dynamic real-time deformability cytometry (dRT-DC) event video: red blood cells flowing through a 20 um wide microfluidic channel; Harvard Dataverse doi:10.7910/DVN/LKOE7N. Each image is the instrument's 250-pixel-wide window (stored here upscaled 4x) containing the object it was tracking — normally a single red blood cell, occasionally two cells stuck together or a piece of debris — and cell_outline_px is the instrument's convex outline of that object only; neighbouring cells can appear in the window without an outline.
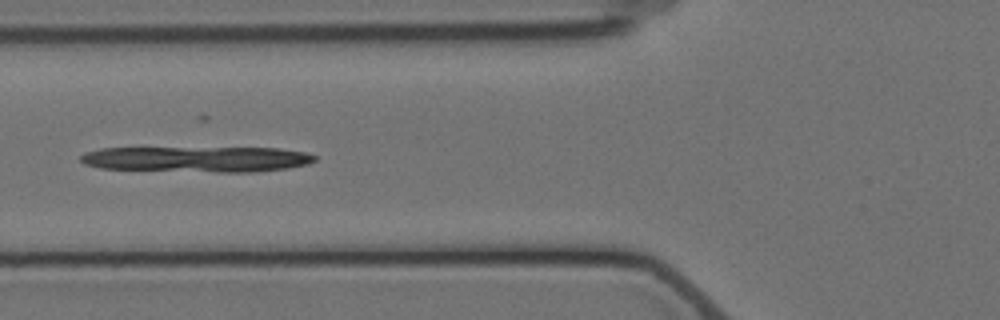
{"species": "Egyptian fruit bat (a non-hibernating species)", "species_latin": "Rousettus aegyptiacus", "temperature_condition": "cold", "stored_images_in_passage": 4, "camera_frame_rate_fps": 3000, "um_per_image_px": 0.085, "animal": {"sex": "female"}, "frame": {"image": 1, "passage_image": 4, "time_ms": 3.667, "image_size_px": [1000, 320], "cell_outline_px": [[316, 160], [308, 164], [288, 168], [252, 172], [216, 172], [100, 168], [84, 164], [80, 160], [80, 156], [84, 152], [100, 148], [276, 148], [308, 152], [316, 156]], "centroid_in_image_um": [16.76, 13.52], "position_along_channel_um": 109.0, "area_um2": 35.08}}